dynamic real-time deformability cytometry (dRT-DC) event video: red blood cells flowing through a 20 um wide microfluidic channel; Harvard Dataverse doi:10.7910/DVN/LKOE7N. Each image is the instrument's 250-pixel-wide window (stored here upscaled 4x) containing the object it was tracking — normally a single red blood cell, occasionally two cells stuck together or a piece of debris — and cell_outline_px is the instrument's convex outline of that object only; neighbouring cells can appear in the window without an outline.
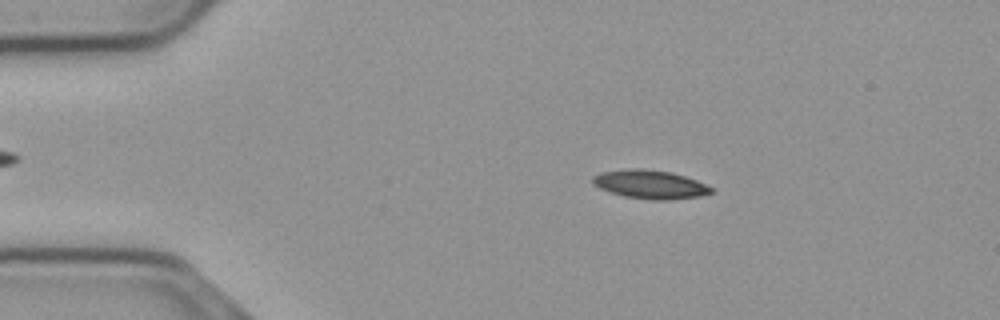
{"species": "common noctule bat (a hibernating species)", "species_latin": "Nyctalus noctula", "temperature_condition": "cold", "stored_images_in_passage": 55, "camera_frame_rate_fps": 3000, "um_per_image_px": 0.085, "animal": {"sex": "male", "body_mass_g": 23.1, "forearm_length_mm": 52.7}, "frame": {"image": 1, "passage_image": 10, "time_ms": 3.0, "image_size_px": [1000, 320], "cell_outline_px": [[712, 192], [700, 196], [668, 200], [652, 200], [624, 196], [600, 188], [592, 184], [592, 176], [600, 172], [632, 168], [640, 168], [672, 172], [696, 180], [712, 188]], "centroid_in_image_um": [55.23, 15.67], "position_along_channel_um": 29.8, "area_um2": 19.65}}
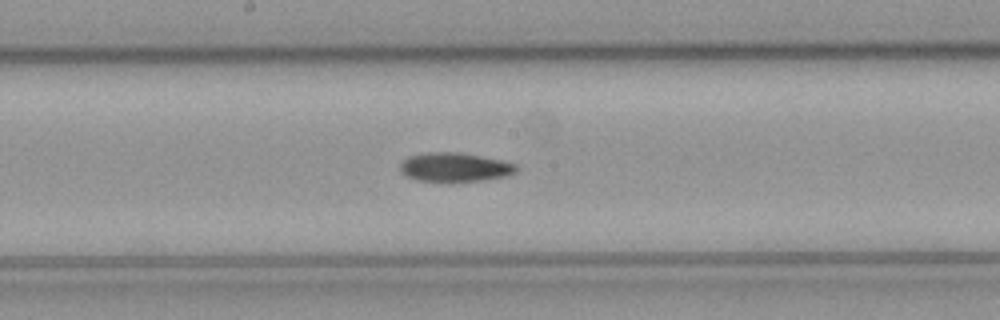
{"frame": {"image": 2, "passage_image": 29, "time_ms": 9.333, "image_size_px": [1000, 320], "cell_outline_px": [[516, 172], [508, 176], [484, 180], [452, 184], [444, 184], [416, 180], [400, 172], [400, 164], [408, 156], [428, 152], [456, 152], [516, 164]], "centroid_in_image_um": [38.59, 14.27], "position_along_channel_um": 209.6, "area_um2": 20.06}}
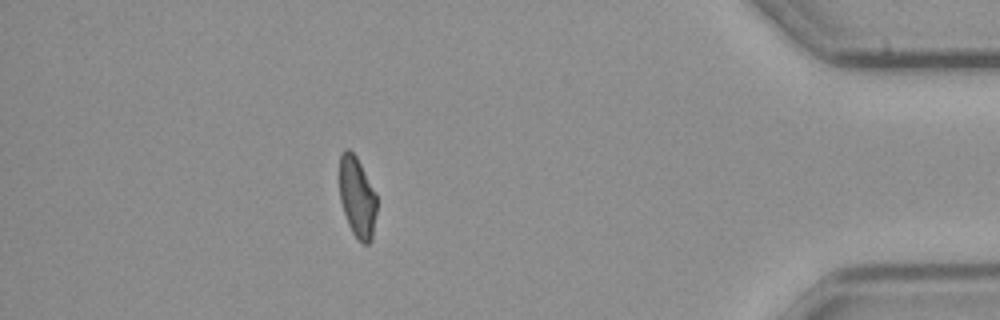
{"frame": {"image": 3, "passage_image": 49, "time_ms": 16.0, "image_size_px": [1000, 320], "cell_outline_px": [[376, 212], [372, 240], [368, 244], [360, 244], [352, 232], [348, 224], [340, 200], [340, 156], [344, 148], [348, 148], [356, 156], [376, 196]], "centroid_in_image_um": [30.35, 16.81], "position_along_channel_um": 404.9, "area_um2": 17.34}, "authors_computed_cell_mechanics": {"area_um2": 18.9006, "velocity_mm_per_s": 3.6818, "shape_relaxation_time_tau1_ms": 5.0987, "shape_relaxation_time_tau2_ms": null, "deformation_change_tau1": 0.1556, "deformation_change_tau2": null}}